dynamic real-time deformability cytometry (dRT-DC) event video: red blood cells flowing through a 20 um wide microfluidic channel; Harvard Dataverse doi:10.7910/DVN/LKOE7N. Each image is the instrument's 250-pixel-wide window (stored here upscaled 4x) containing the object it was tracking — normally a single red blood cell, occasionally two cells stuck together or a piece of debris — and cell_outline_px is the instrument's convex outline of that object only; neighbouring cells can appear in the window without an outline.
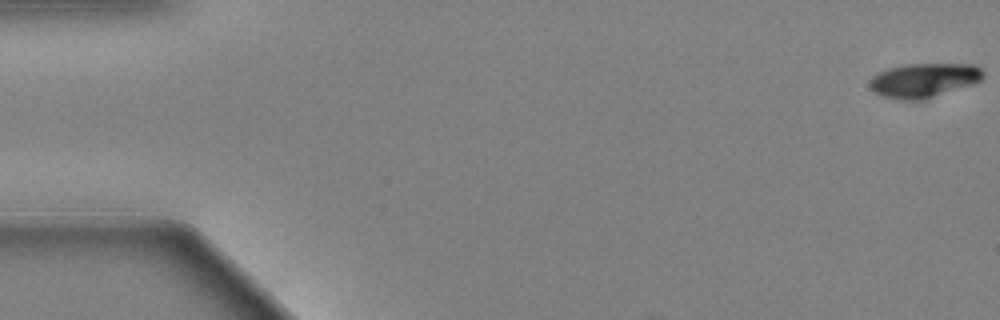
{"species": "Egyptian fruit bat (a non-hibernating species)", "species_latin": "Rousettus aegyptiacus", "temperature_condition": "warm", "stored_images_in_passage": 62, "camera_frame_rate_fps": 3000, "um_per_image_px": 0.085, "animal": {"sex": "female"}, "frame": {"image": 1, "passage_image": 1, "time_ms": 0.0, "image_size_px": [1000, 320], "cell_outline_px": [[984, 76], [980, 80], [972, 84], [924, 100], [900, 100], [884, 96], [876, 92], [868, 84], [872, 76], [888, 68], [904, 64], [972, 64], [980, 68], [984, 72]], "centroid_in_image_um": [78.53, 6.82], "position_along_channel_um": 6.5, "area_um2": 22.54}}
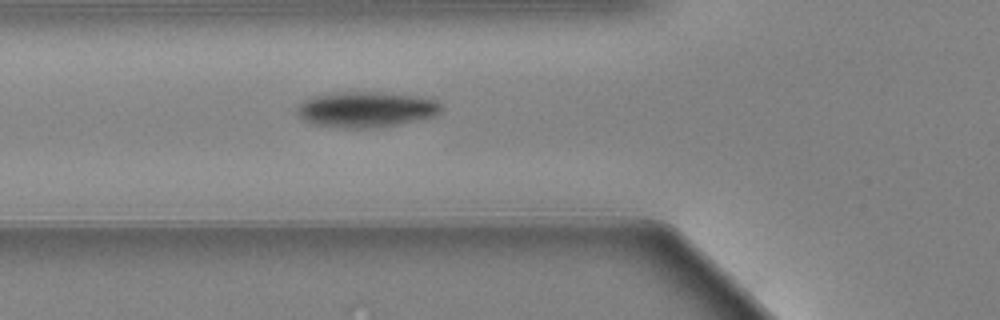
{"frame": {"image": 2, "passage_image": 23, "time_ms": 7.333, "image_size_px": [1000, 320], "cell_outline_px": [[444, 108], [440, 112], [432, 116], [380, 128], [340, 128], [316, 124], [300, 116], [296, 112], [300, 104], [304, 100], [312, 96], [332, 92], [384, 92], [420, 96], [440, 100]], "centroid_in_image_um": [31.18, 9.28], "position_along_channel_um": 94.6, "area_um2": 30.11}}
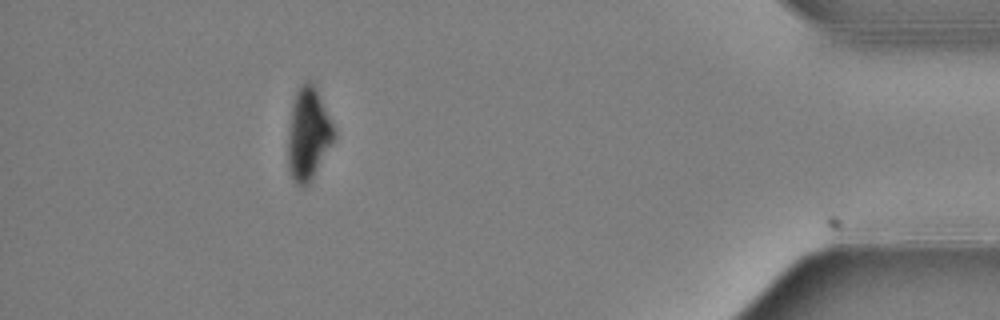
{"frame": {"image": 3, "passage_image": 56, "time_ms": 18.333, "image_size_px": [1000, 320], "cell_outline_px": [[336, 136], [312, 180], [304, 188], [300, 188], [296, 184], [288, 168], [288, 132], [292, 104], [296, 92], [300, 84], [304, 80], [308, 80], [316, 88], [336, 132]], "centroid_in_image_um": [26.19, 11.42], "position_along_channel_um": 409.0, "area_um2": 24.8}, "authors_computed_cell_mechanics": {"area_um2": 27.0215, "velocity_mm_per_s": 3.3479, "shape_relaxation_time_tau1_ms": 2.7195, "shape_relaxation_time_tau2_ms": null, "deformation_change_tau1": 0.152, "deformation_change_tau2": null}}